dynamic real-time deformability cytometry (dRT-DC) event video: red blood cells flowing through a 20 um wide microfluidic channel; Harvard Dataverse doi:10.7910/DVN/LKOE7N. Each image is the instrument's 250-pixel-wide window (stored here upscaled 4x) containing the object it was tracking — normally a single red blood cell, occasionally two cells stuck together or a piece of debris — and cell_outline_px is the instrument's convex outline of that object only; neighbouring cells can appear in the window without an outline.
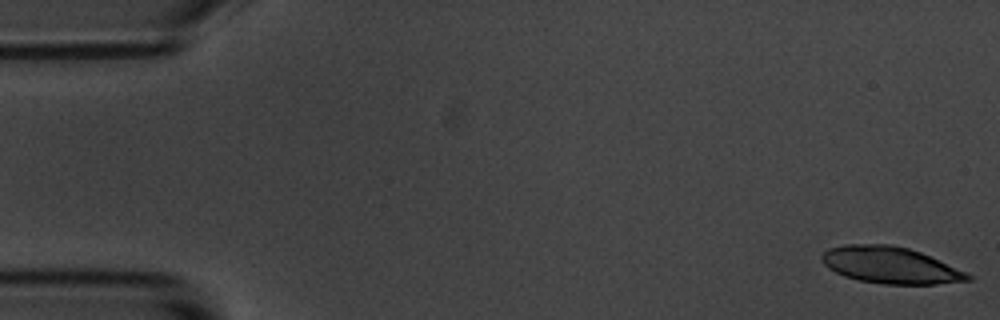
{"species": "common noctule bat (a hibernating species)", "species_latin": "Nyctalus noctula", "temperature_condition": "room temperature", "stored_images_in_passage": 56, "camera_frame_rate_fps": 3000, "um_per_image_px": 0.085, "animal": {"sex": "male", "body_mass_g": 20.1, "forearm_length_mm": 53.5}, "frame": {"image": 1, "passage_image": 1, "time_ms": 0.0, "image_size_px": [1000, 320], "cell_outline_px": [[972, 280], [936, 284], [884, 284], [860, 280], [844, 276], [828, 268], [820, 260], [820, 256], [828, 248], [844, 244], [892, 244], [908, 248], [920, 252], [964, 272], [972, 276]], "centroid_in_image_um": [75.61, 22.53], "position_along_channel_um": 9.4, "area_um2": 30.92}}
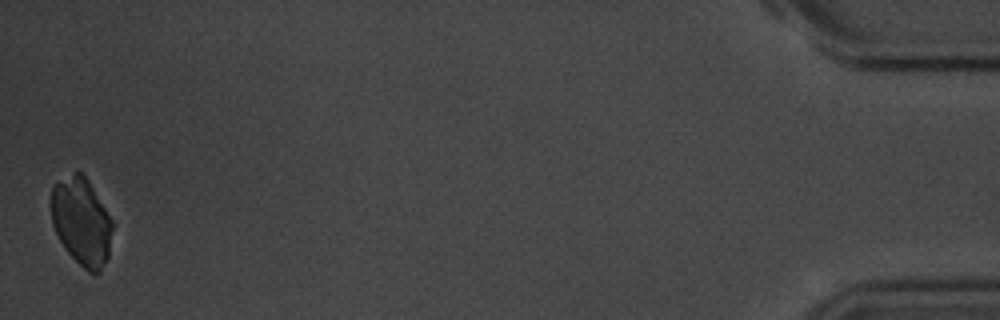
{"frame": {"image": 2, "passage_image": 56, "time_ms": 18.333, "image_size_px": [1000, 320], "cell_outline_px": [[112, 228], [108, 256], [100, 272], [88, 272], [64, 248], [52, 224], [52, 184], [76, 172], [84, 172], [112, 220]], "centroid_in_image_um": [6.93, 18.81], "position_along_channel_um": 428.3, "area_um2": 30.92}}